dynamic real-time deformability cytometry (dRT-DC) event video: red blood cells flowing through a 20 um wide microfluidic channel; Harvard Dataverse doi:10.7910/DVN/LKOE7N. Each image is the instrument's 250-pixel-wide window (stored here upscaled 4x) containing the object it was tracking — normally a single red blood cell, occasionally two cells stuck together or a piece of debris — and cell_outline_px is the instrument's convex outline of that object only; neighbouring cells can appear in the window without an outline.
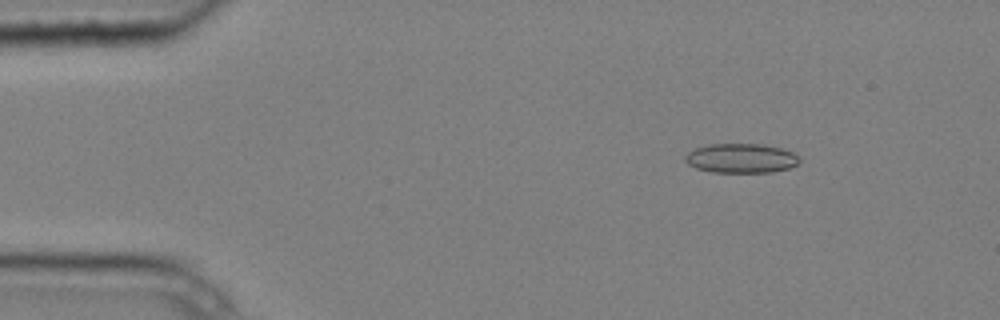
{"species": "common noctule bat (a hibernating species)", "species_latin": "Nyctalus noctula", "temperature_condition": "cold", "stored_images_in_passage": 6, "camera_frame_rate_fps": 3000, "um_per_image_px": 0.085, "animal": {"sex": "male", "body_mass_g": 20.4}, "frame": {"image": 1, "passage_image": 2, "time_ms": 0.333, "image_size_px": [1000, 320], "cell_outline_px": [[800, 160], [796, 164], [788, 168], [772, 172], [712, 172], [696, 168], [688, 164], [684, 160], [684, 156], [688, 152], [696, 148], [708, 144], [764, 144], [780, 148], [792, 152]], "centroid_in_image_um": [62.95, 13.45], "position_along_channel_um": 22.1, "area_um2": 19.48}}
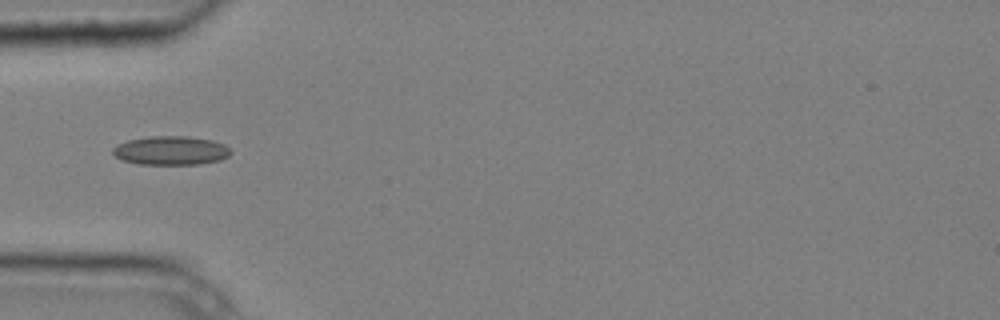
{"frame": {"image": 2, "passage_image": 5, "time_ms": 1.333, "image_size_px": [1000, 320], "cell_outline_px": [[232, 152], [228, 156], [220, 160], [200, 164], [136, 164], [120, 160], [112, 152], [112, 148], [116, 144], [128, 140], [148, 136], [188, 136], [212, 140], [224, 144]], "centroid_in_image_um": [14.49, 12.79], "position_along_channel_um": 70.5, "area_um2": 20.0}}
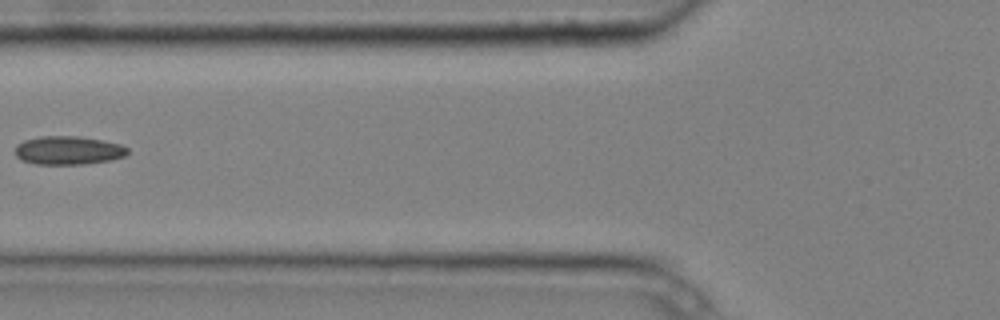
{"frame": {"image": 3, "passage_image": 6, "time_ms": 1.667, "image_size_px": [1000, 320], "cell_outline_px": [[128, 152], [124, 156], [112, 160], [84, 164], [36, 164], [20, 160], [16, 156], [16, 144], [24, 140], [40, 136], [80, 136], [104, 140], [120, 144], [128, 148]], "centroid_in_image_um": [5.8, 12.78], "position_along_channel_um": 120.0, "area_um2": 18.84}}